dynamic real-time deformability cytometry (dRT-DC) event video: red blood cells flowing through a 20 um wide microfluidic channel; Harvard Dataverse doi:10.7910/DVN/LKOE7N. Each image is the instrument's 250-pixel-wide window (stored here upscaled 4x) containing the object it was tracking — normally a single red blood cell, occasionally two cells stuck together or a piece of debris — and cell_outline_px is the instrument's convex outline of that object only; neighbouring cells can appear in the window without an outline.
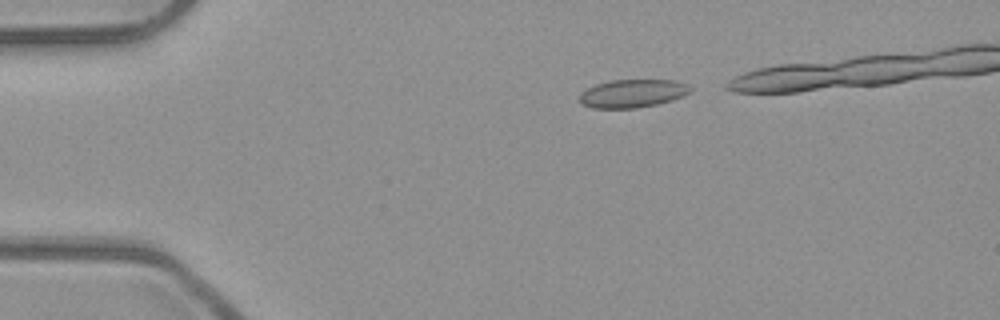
{"species": "common noctule bat (a hibernating species)", "species_latin": "Nyctalus noctula", "temperature_condition": "room temperature", "stored_images_in_passage": 4, "camera_frame_rate_fps": 3000, "um_per_image_px": 0.085, "animal": {"sex": "male", "body_mass_g": 23.1, "forearm_length_mm": 52.7}, "frame": {"image": 1, "passage_image": 1, "time_ms": 0.0, "image_size_px": [1000, 320], "cell_outline_px": [[692, 92], [684, 96], [672, 100], [656, 104], [636, 108], [592, 108], [580, 104], [580, 92], [596, 84], [612, 80], [676, 80], [688, 84], [692, 88]], "centroid_in_image_um": [53.79, 7.94], "position_along_channel_um": 31.2, "area_um2": 18.32}}
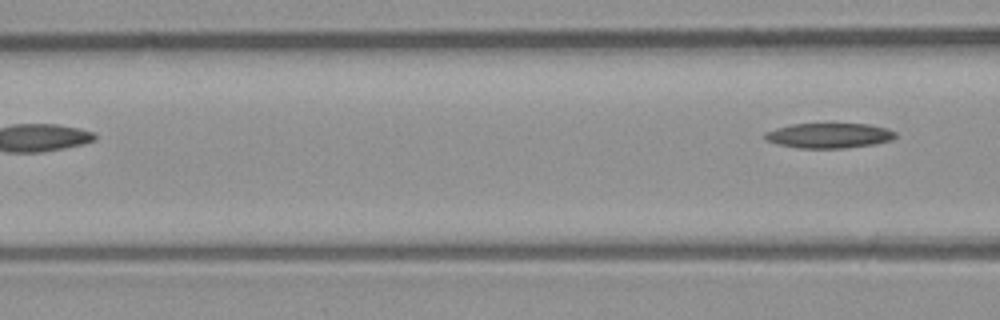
{"frame": {"image": 2, "passage_image": 4, "time_ms": 1.0, "image_size_px": [1000, 320], "cell_outline_px": [[896, 136], [892, 140], [872, 144], [844, 148], [800, 148], [776, 144], [764, 140], [764, 132], [776, 128], [792, 124], [868, 124], [888, 128], [896, 132]], "centroid_in_image_um": [70.44, 11.52], "position_along_channel_um": 96.2, "area_um2": 19.07}}